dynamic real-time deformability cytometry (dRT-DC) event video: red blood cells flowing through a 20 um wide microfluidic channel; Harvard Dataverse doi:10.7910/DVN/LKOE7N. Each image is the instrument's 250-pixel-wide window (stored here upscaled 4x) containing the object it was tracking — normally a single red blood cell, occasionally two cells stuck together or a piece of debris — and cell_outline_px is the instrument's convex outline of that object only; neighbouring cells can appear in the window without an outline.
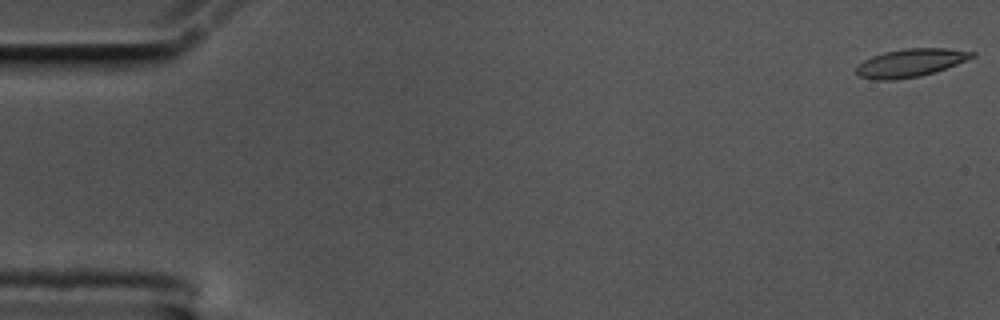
{"species": "common noctule bat (a hibernating species)", "species_latin": "Nyctalus noctula", "temperature_condition": "cold", "stored_images_in_passage": 15, "camera_frame_rate_fps": 3000, "um_per_image_px": 0.085, "animal": {"sex": "male", "body_mass_g": 17.5, "forearm_length_mm": 52.3}, "frame": {"image": 1, "passage_image": 1, "time_ms": 0.0, "image_size_px": [1000, 320], "cell_outline_px": [[976, 56], [936, 72], [920, 76], [896, 80], [876, 80], [860, 76], [856, 72], [856, 68], [864, 60], [872, 56], [884, 52], [904, 48], [948, 48], [976, 52]], "centroid_in_image_um": [77.42, 5.34], "position_along_channel_um": 7.6, "area_um2": 18.96}}
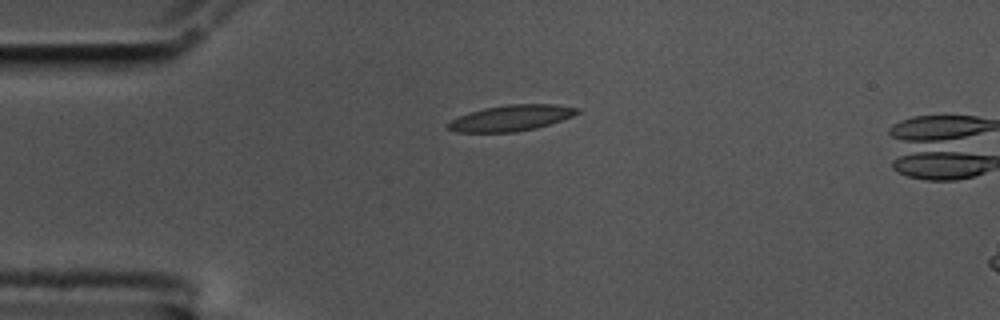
{"frame": {"image": 2, "passage_image": 14, "time_ms": 4.333, "image_size_px": [1000, 320], "cell_outline_px": [[580, 112], [572, 116], [536, 128], [516, 132], [456, 132], [444, 128], [444, 124], [468, 112], [484, 108], [508, 104], [556, 104], [580, 108]], "centroid_in_image_um": [43.4, 10.03], "position_along_channel_um": 41.6, "area_um2": 19.59}}